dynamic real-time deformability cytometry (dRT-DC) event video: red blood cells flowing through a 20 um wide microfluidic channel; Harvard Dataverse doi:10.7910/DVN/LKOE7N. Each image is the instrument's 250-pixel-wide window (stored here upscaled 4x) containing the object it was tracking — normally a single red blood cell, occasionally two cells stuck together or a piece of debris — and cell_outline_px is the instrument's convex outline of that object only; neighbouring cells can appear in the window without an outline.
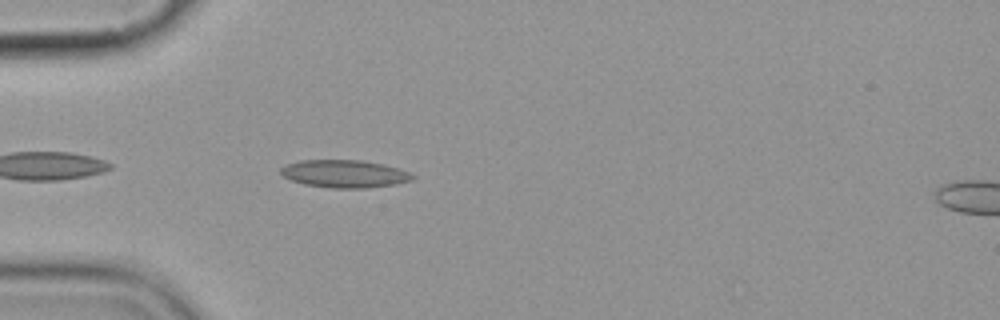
{"species": "common noctule bat (a hibernating species)", "species_latin": "Nyctalus noctula", "temperature_condition": "cold", "stored_images_in_passage": 6, "camera_frame_rate_fps": 3000, "um_per_image_px": 0.085, "animal": {"sex": "female", "body_mass_g": 19.9}, "frame": {"image": 1, "passage_image": 5, "time_ms": 4.667, "image_size_px": [1000, 320], "cell_outline_px": [[416, 176], [412, 180], [396, 184], [368, 188], [332, 188], [304, 184], [292, 180], [284, 176], [280, 172], [280, 168], [288, 164], [300, 160], [360, 160], [384, 164], [408, 172]], "centroid_in_image_um": [29.29, 14.77], "position_along_channel_um": 55.7, "area_um2": 21.15}}